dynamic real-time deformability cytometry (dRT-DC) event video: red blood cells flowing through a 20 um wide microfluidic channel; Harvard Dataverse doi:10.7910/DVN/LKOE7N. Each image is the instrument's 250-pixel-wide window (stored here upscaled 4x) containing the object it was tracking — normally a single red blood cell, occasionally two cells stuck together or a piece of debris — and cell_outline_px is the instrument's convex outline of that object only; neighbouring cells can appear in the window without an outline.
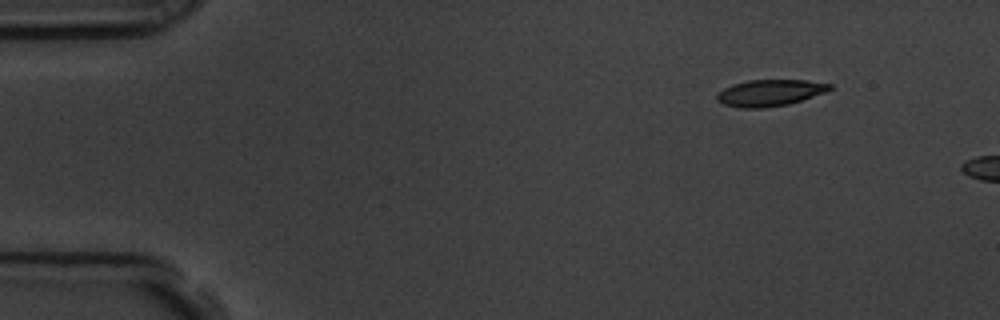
{"species": "common noctule bat (a hibernating species)", "species_latin": "Nyctalus noctula", "temperature_condition": "room temperature", "stored_images_in_passage": 6, "camera_frame_rate_fps": 3000, "um_per_image_px": 0.085, "animal": {"sex": "male", "body_mass_g": 19.5, "forearm_length_mm": 54.6}, "frame": {"image": 1, "passage_image": 1, "time_ms": 0.0, "image_size_px": [1000, 320], "cell_outline_px": [[832, 88], [824, 92], [788, 104], [764, 108], [740, 108], [724, 104], [716, 100], [716, 96], [724, 88], [732, 84], [748, 80], [804, 80], [832, 84]], "centroid_in_image_um": [65.4, 7.89], "position_along_channel_um": 19.6, "area_um2": 17.22}}